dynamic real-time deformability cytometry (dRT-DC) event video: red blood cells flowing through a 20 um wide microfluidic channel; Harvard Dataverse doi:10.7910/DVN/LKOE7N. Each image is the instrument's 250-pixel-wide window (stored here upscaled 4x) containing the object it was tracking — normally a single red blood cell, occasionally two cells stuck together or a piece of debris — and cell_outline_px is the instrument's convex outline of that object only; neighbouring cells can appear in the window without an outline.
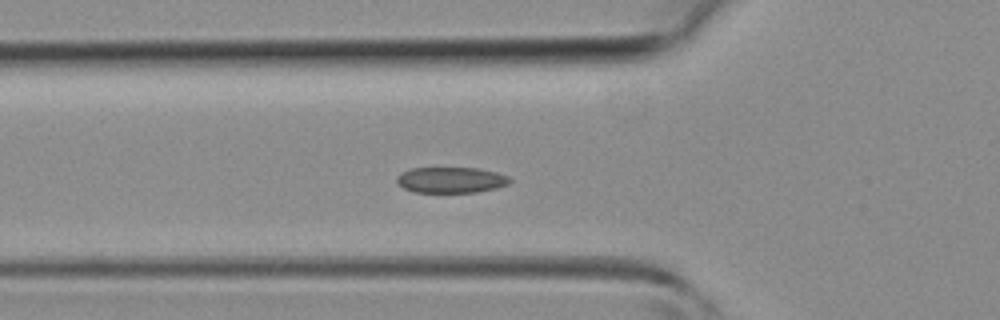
{"species": "common noctule bat (a hibernating species)", "species_latin": "Nyctalus noctula", "temperature_condition": "room temperature", "stored_images_in_passage": 38, "camera_frame_rate_fps": 3000, "um_per_image_px": 0.085, "animal": {"sex": "female", "body_mass_g": 19.3, "forearm_length_mm": 54.1}, "frame": {"image": 1, "passage_image": 10, "time_ms": 3.0, "image_size_px": [1000, 320], "cell_outline_px": [[512, 180], [508, 184], [496, 188], [476, 192], [416, 192], [404, 188], [396, 184], [396, 176], [412, 168], [480, 168], [496, 172], [508, 176]], "centroid_in_image_um": [38.34, 15.29], "position_along_channel_um": 87.5, "area_um2": 16.99}}
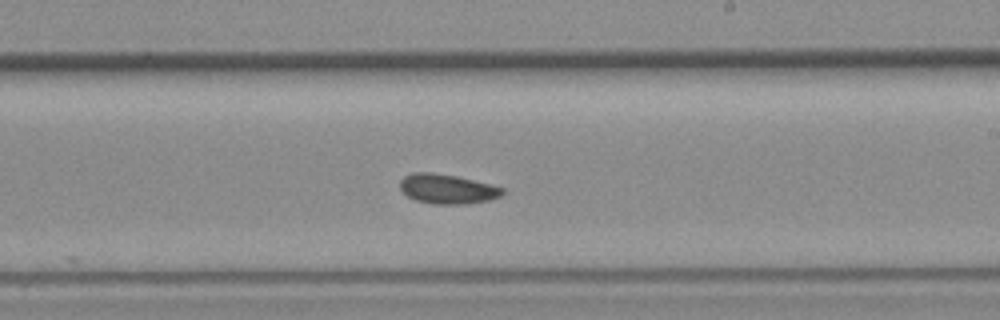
{"frame": {"image": 2, "passage_image": 20, "time_ms": 6.333, "image_size_px": [1000, 320], "cell_outline_px": [[504, 192], [500, 196], [488, 200], [464, 204], [436, 204], [416, 200], [408, 196], [400, 188], [400, 180], [404, 176], [412, 172], [432, 172], [456, 176], [492, 184], [504, 188]], "centroid_in_image_um": [38.02, 16.05], "position_along_channel_um": 251.0, "area_um2": 17.63}}
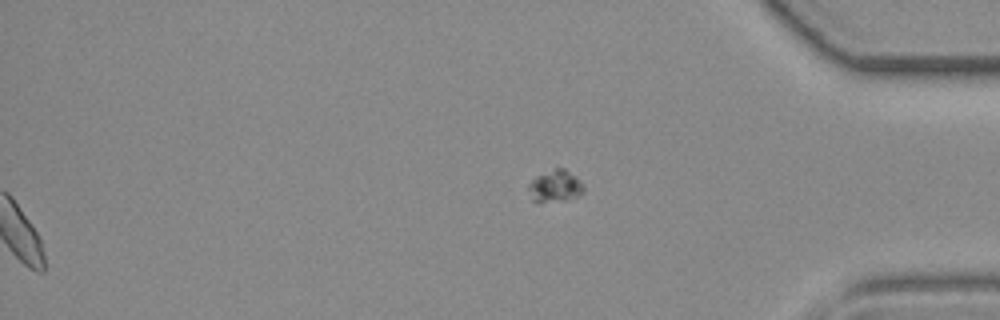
{"frame": {"image": 3, "passage_image": 38, "time_ms": 12.333, "image_size_px": [1000, 320], "cell_outline_px": [[584, 188], [580, 196], [568, 200], [540, 204], [536, 204], [532, 200], [528, 188], [532, 180], [536, 176], [556, 168], [564, 168], [576, 176], [580, 180]], "centroid_in_image_um": [47.19, 15.87], "position_along_channel_um": 388.0, "area_um2": 10.52}}